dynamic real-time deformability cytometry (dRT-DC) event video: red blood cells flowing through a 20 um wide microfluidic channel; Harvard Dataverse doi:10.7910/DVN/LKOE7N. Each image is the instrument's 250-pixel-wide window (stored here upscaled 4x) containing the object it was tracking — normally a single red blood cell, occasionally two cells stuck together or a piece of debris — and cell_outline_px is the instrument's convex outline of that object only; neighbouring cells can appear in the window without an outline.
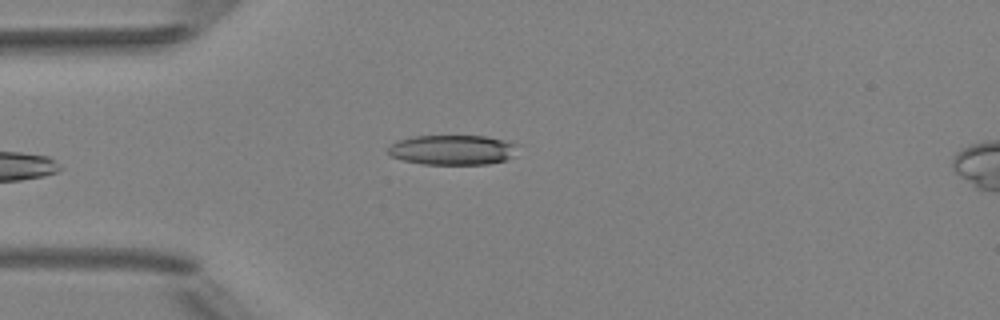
{"species": "Egyptian fruit bat (a non-hibernating species)", "species_latin": "Rousettus aegyptiacus", "temperature_condition": "room temperature", "stored_images_in_passage": 6, "camera_frame_rate_fps": 3000, "um_per_image_px": 0.085, "animal": {"sex": "female"}, "frame": {"image": 1, "passage_image": 4, "time_ms": 3.667, "image_size_px": [1000, 320], "cell_outline_px": [[520, 144], [512, 156], [508, 160], [488, 164], [424, 164], [404, 160], [388, 156], [388, 148], [396, 140], [412, 136], [488, 136]], "centroid_in_image_um": [38.48, 12.73], "position_along_channel_um": 46.5, "area_um2": 22.83}}
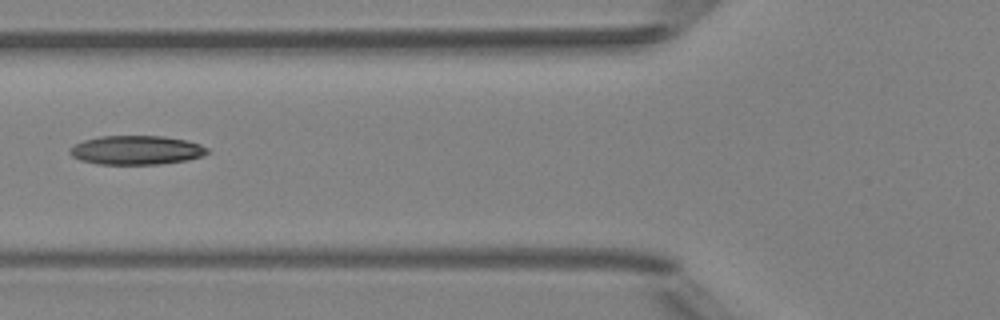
{"frame": {"image": 2, "passage_image": 6, "time_ms": 5.667, "image_size_px": [1000, 320], "cell_outline_px": [[208, 152], [200, 156], [188, 160], [160, 164], [96, 164], [80, 160], [72, 156], [68, 152], [68, 148], [84, 140], [100, 136], [164, 136], [188, 140], [200, 144], [208, 148]], "centroid_in_image_um": [11.57, 12.76], "position_along_channel_um": 114.2, "area_um2": 23.35}}